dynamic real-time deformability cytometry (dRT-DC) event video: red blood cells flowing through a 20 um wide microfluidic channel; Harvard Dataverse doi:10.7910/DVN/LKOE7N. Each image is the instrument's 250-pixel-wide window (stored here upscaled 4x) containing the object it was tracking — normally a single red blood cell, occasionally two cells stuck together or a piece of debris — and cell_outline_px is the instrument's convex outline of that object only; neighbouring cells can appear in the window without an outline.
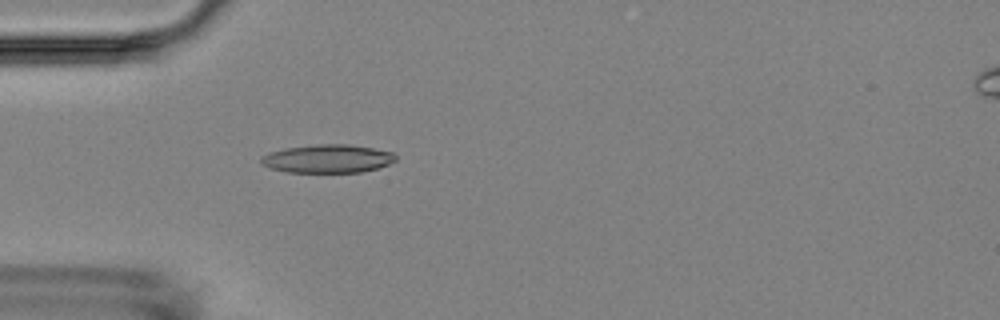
{"species": "Egyptian fruit bat (a non-hibernating species)", "species_latin": "Rousettus aegyptiacus", "temperature_condition": "room temperature", "stored_images_in_passage": 5, "camera_frame_rate_fps": 3000, "um_per_image_px": 0.085, "animal": {"sex": "female"}, "frame": {"image": 1, "passage_image": 5, "time_ms": 5.333, "image_size_px": [1000, 320], "cell_outline_px": [[396, 160], [388, 164], [376, 168], [360, 172], [288, 172], [268, 168], [260, 164], [260, 156], [284, 148], [316, 144], [348, 144], [372, 148], [392, 152], [396, 156]], "centroid_in_image_um": [27.8, 13.49], "position_along_channel_um": 57.2, "area_um2": 22.2}}